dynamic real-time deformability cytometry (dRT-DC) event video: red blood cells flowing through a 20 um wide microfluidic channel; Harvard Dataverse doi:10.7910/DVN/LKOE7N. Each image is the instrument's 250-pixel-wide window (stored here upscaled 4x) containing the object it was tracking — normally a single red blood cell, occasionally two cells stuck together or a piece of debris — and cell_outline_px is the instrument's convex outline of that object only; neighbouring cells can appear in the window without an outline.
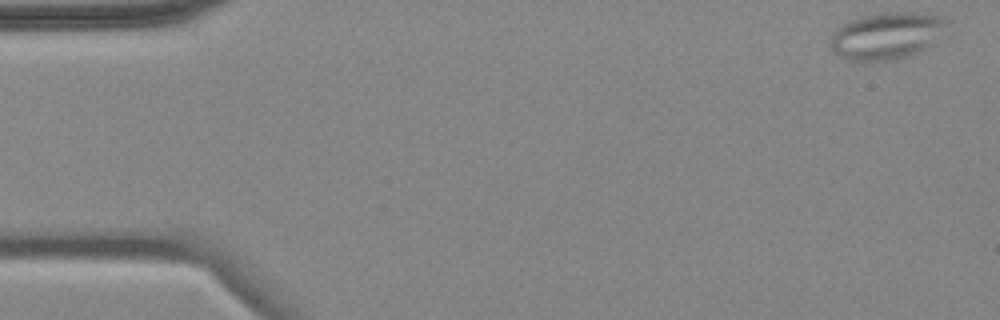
{"species": "common noctule bat (a hibernating species)", "species_latin": "Nyctalus noctula", "temperature_condition": "cold", "stored_images_in_passage": 6, "camera_frame_rate_fps": 3000, "um_per_image_px": 0.085, "animal": {"sex": "female", "body_mass_g": 18.4}, "frame": {"image": 1, "passage_image": 1, "time_ms": 0.0, "image_size_px": [1000, 320], "cell_outline_px": [[948, 24], [932, 44], [920, 52], [912, 56], [888, 60], [852, 60], [840, 56], [832, 52], [828, 48], [828, 40], [832, 32], [836, 28], [848, 20], [860, 16], [884, 12], [916, 12], [940, 16], [948, 20]], "centroid_in_image_um": [75.31, 3.03], "position_along_channel_um": 9.7, "area_um2": 32.25}}
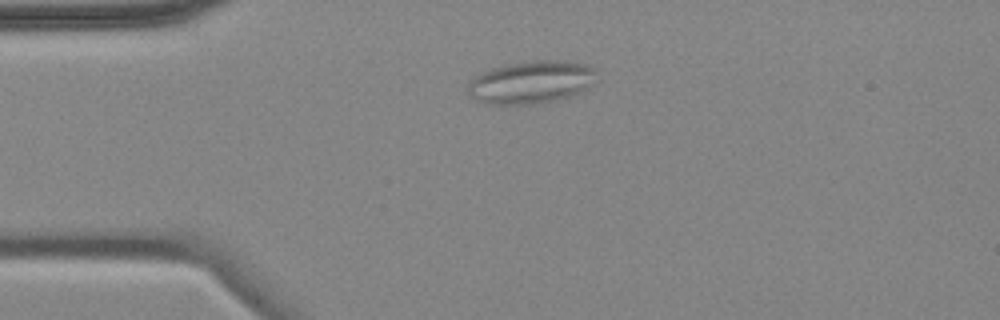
{"frame": {"image": 2, "passage_image": 4, "time_ms": 3.667, "image_size_px": [1000, 320], "cell_outline_px": [[600, 72], [596, 80], [588, 88], [572, 96], [540, 104], [484, 104], [468, 96], [468, 84], [480, 72], [492, 68], [508, 64], [532, 60], [564, 60], [584, 64], [596, 68]], "centroid_in_image_um": [45.19, 6.99], "position_along_channel_um": 39.8, "area_um2": 32.66}}